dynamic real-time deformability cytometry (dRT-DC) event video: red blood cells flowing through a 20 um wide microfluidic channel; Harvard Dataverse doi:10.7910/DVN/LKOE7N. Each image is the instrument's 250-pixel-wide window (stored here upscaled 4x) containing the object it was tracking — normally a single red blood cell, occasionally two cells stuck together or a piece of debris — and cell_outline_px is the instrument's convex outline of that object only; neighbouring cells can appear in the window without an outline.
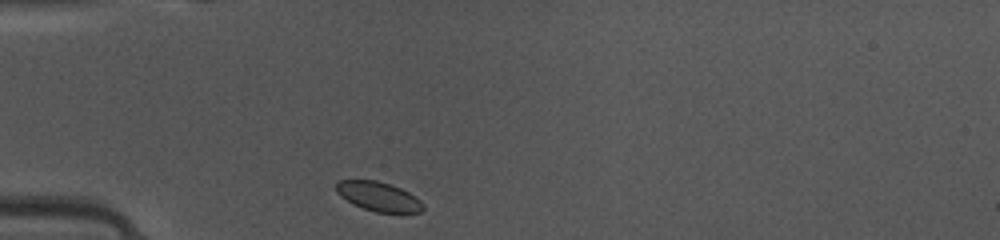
{"species": "common noctule bat (a hibernating species)", "species_latin": "Nyctalus noctula", "temperature_condition": "warm", "stored_images_in_passage": 36, "camera_frame_rate_fps": 3000, "um_per_image_px": 0.085, "animal": {"sex": "female", "body_mass_g": 10.0, "forearm_length_mm": 53.1}, "frame": {"image": 1, "passage_image": 1, "time_ms": 0.0, "image_size_px": [1000, 240], "cell_outline_px": [[424, 208], [420, 212], [376, 212], [352, 204], [340, 196], [336, 192], [336, 184], [340, 180], [376, 180], [400, 188], [416, 196], [424, 204]], "centroid_in_image_um": [32.17, 16.7], "position_along_channel_um": 52.8, "area_um2": 14.74}}
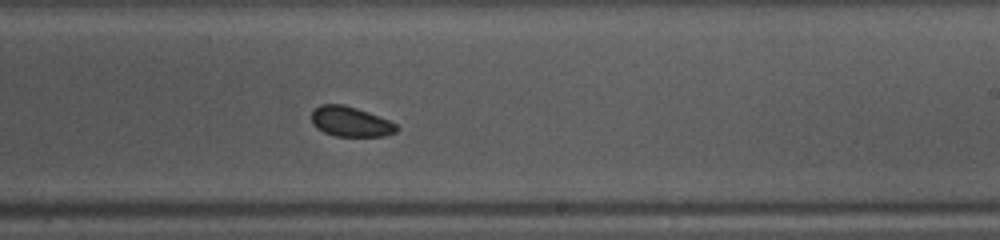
{"frame": {"image": 2, "passage_image": 17, "time_ms": 5.333, "image_size_px": [1000, 240], "cell_outline_px": [[400, 128], [396, 132], [384, 136], [336, 136], [324, 132], [316, 128], [312, 124], [312, 108], [320, 104], [344, 104], [368, 112], [388, 120], [396, 124]], "centroid_in_image_um": [29.77, 10.33], "position_along_channel_um": 259.2, "area_um2": 14.97}}
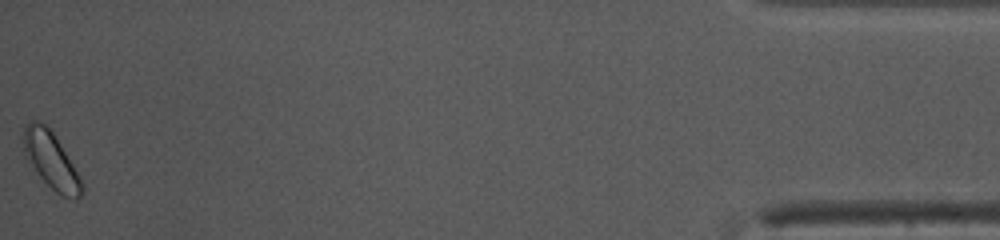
{"frame": {"image": 3, "passage_image": 36, "time_ms": 11.667, "image_size_px": [1000, 240], "cell_outline_px": [[84, 192], [76, 200], [64, 196], [56, 192], [40, 176], [24, 152], [20, 140], [20, 136], [24, 124], [32, 120], [40, 120], [52, 132], [80, 176], [84, 184]], "centroid_in_image_um": [4.31, 13.59], "position_along_channel_um": 430.9, "area_um2": 19.13}, "authors_computed_cell_mechanics": {"area_um2": 15.5482, "velocity_mm_per_s": 4.0823, "shape_relaxation_time_tau1_ms": 2.3119, "shape_relaxation_time_tau2_ms": 4.8488, "deformation_change_tau1": 0.0368, "deformation_change_tau2": 0.0723}}